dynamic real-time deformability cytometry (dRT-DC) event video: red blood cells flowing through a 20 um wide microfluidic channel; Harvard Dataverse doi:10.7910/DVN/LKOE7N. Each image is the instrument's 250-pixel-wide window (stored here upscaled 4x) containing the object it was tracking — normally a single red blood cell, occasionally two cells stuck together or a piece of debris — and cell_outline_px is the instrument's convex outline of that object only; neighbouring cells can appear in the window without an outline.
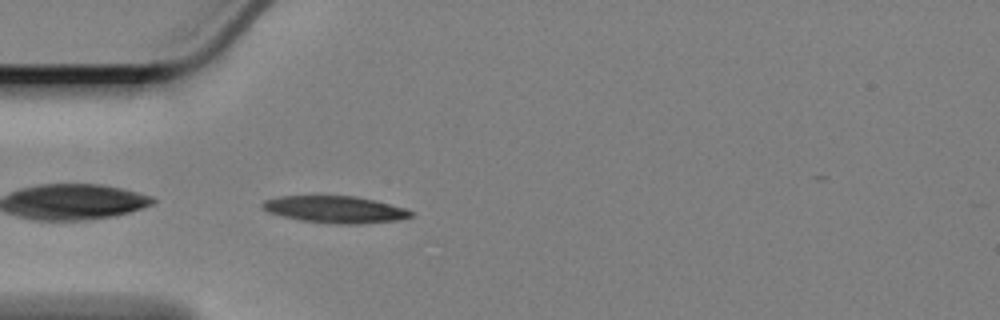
{"species": "Egyptian fruit bat (a non-hibernating species)", "species_latin": "Rousettus aegyptiacus", "temperature_condition": "cold", "stored_images_in_passage": 23, "camera_frame_rate_fps": 3000, "um_per_image_px": 0.085, "animal": {"sex": "female"}, "frame": {"image": 1, "passage_image": 1, "time_ms": 0.0, "image_size_px": [1000, 320], "cell_outline_px": [[412, 216], [400, 220], [360, 224], [336, 224], [304, 220], [284, 216], [268, 212], [260, 204], [264, 200], [276, 196], [356, 196], [404, 208], [412, 212]], "centroid_in_image_um": [28.47, 17.8], "position_along_channel_um": 56.5, "area_um2": 23.0}}
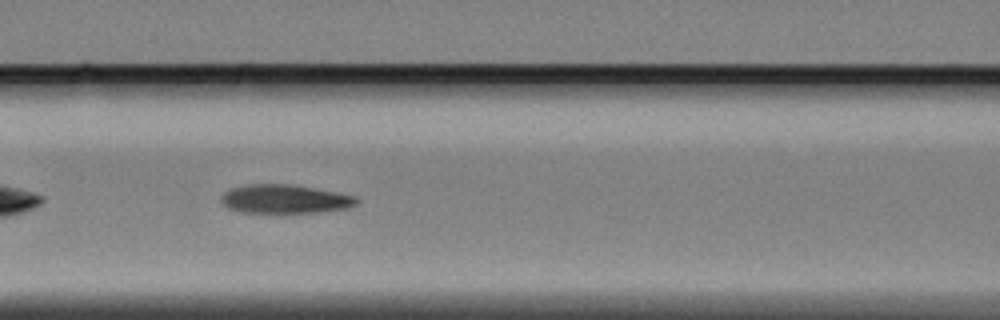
{"frame": {"image": 2, "passage_image": 9, "time_ms": 2.667, "image_size_px": [1000, 320], "cell_outline_px": [[360, 200], [356, 204], [348, 208], [316, 212], [240, 212], [228, 208], [220, 200], [220, 196], [224, 192], [232, 188], [248, 184], [288, 184], [312, 188], [356, 196]], "centroid_in_image_um": [24.19, 16.91], "position_along_channel_um": 142.4, "area_um2": 22.43}}
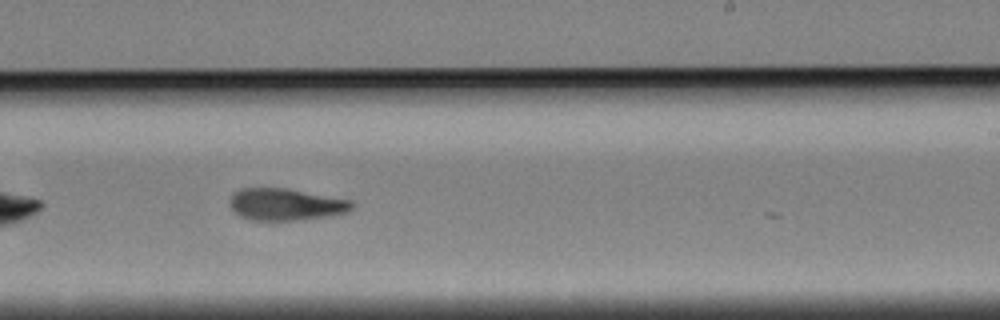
{"frame": {"image": 3, "passage_image": 20, "time_ms": 6.333, "image_size_px": [1000, 320], "cell_outline_px": [[356, 204], [348, 212], [332, 216], [300, 220], [248, 220], [240, 216], [232, 208], [232, 192], [240, 188], [288, 188], [352, 200]], "centroid_in_image_um": [24.35, 17.37], "position_along_channel_um": 264.6, "area_um2": 22.95}}